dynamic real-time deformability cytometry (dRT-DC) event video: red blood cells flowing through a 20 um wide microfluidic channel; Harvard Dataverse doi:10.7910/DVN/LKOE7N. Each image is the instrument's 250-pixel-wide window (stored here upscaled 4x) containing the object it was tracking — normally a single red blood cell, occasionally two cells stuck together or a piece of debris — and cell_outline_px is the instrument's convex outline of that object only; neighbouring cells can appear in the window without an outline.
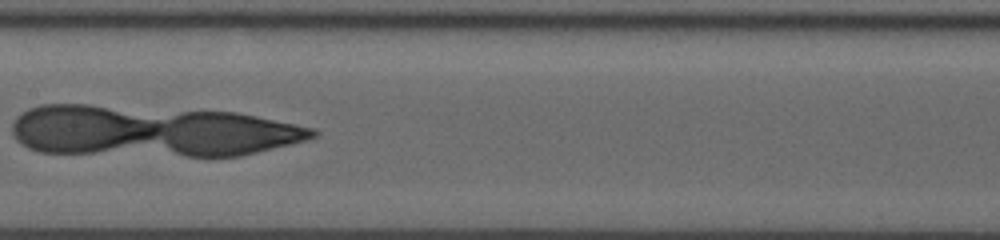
{"species": "human", "species_latin": "Homo sapiens", "temperature_condition": "room temperature", "stored_images_in_passage": 42, "segment_of_instrument_passage": [2, 2], "camera_frame_rate_fps": 3000, "um_per_image_px": 0.085, "donor": {"sex": "male"}, "frame": {"image": 1, "passage_image": 16, "time_ms": 5.0, "image_size_px": [1000, 240], "cell_outline_px": [[312, 132], [308, 136], [292, 140], [240, 152], [212, 156], [208, 156], [188, 152], [180, 148], [176, 144], [176, 120], [180, 116], [204, 112], [212, 112], [244, 116], [280, 124]], "centroid_in_image_um": [19.53, 11.35], "position_along_channel_um": 187.9, "area_um2": 28.67}}
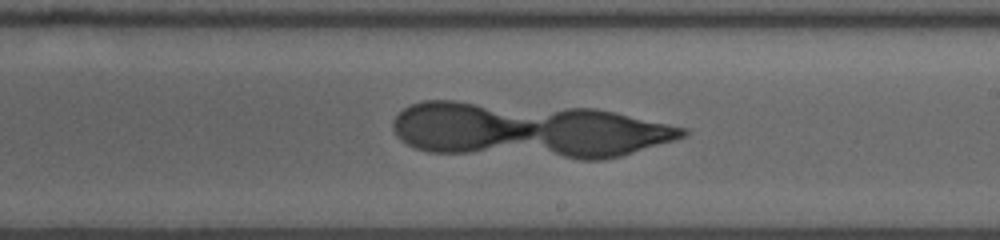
{"frame": {"image": 2, "passage_image": 20, "time_ms": 6.333, "image_size_px": [1000, 240], "cell_outline_px": [[680, 132], [676, 136], [620, 152], [604, 156], [576, 156], [564, 152], [552, 140], [552, 120], [556, 116], [564, 112], [600, 112], [672, 128]], "centroid_in_image_um": [51.33, 11.35], "position_along_channel_um": 237.7, "area_um2": 28.44}}
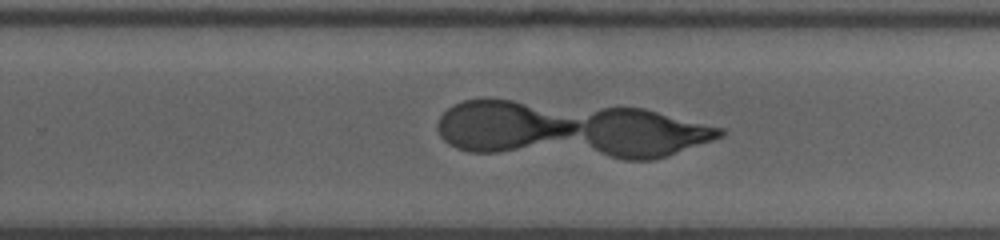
{"frame": {"image": 3, "passage_image": 23, "time_ms": 7.333, "image_size_px": [1000, 240], "cell_outline_px": [[720, 132], [716, 136], [656, 156], [624, 156], [616, 152], [592, 120], [600, 112], [616, 108], [632, 108], [648, 112], [708, 128]], "centroid_in_image_um": [55.04, 11.24], "position_along_channel_um": 274.8, "area_um2": 27.8}}